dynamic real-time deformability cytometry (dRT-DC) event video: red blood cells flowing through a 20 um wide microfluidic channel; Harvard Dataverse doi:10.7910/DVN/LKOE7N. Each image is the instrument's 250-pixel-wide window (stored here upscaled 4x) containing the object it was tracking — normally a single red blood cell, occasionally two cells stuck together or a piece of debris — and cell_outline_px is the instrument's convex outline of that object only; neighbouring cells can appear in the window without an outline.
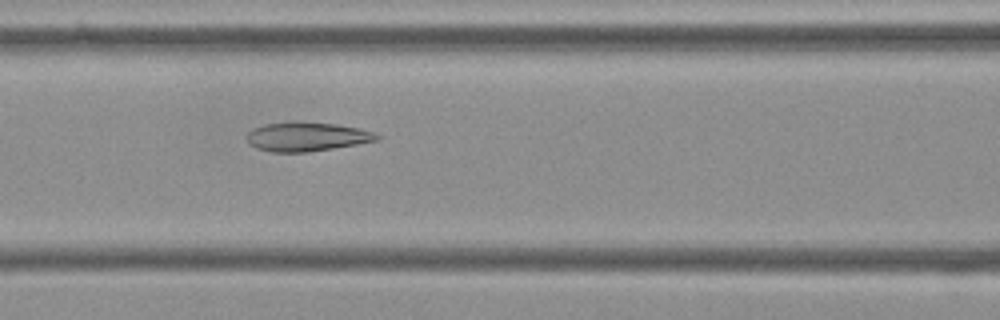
{"species": "Egyptian fruit bat (a non-hibernating species)", "species_latin": "Rousettus aegyptiacus", "temperature_condition": "cold", "stored_images_in_passage": 55, "camera_frame_rate_fps": 3000, "um_per_image_px": 0.085, "frame": {"image": 1, "passage_image": 23, "time_ms": 7.333, "image_size_px": [1000, 320], "cell_outline_px": [[380, 140], [332, 148], [304, 152], [272, 152], [256, 148], [248, 144], [244, 140], [244, 136], [252, 128], [264, 124], [288, 120], [296, 120], [336, 124], [360, 128], [372, 132], [380, 136]], "centroid_in_image_um": [25.98, 11.59], "position_along_channel_um": 140.6, "area_um2": 22.54}}
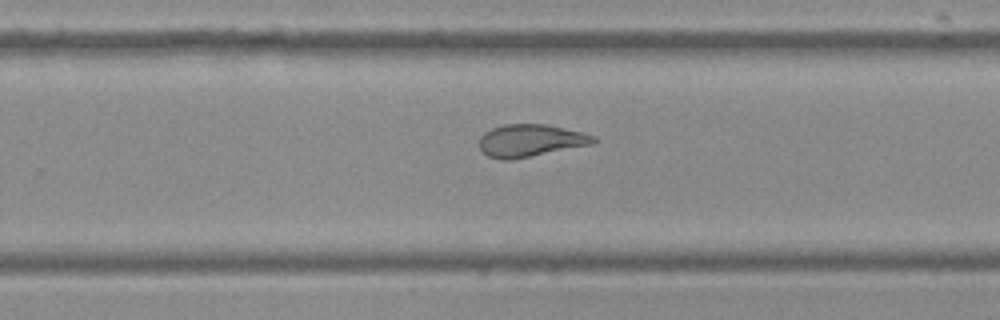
{"frame": {"image": 2, "passage_image": 35, "time_ms": 11.333, "image_size_px": [1000, 320], "cell_outline_px": [[600, 140], [596, 144], [512, 160], [500, 160], [488, 156], [480, 148], [480, 136], [484, 132], [492, 128], [504, 124], [548, 124], [584, 132], [596, 136]], "centroid_in_image_um": [45.17, 11.95], "position_along_channel_um": 284.6, "area_um2": 22.08}}
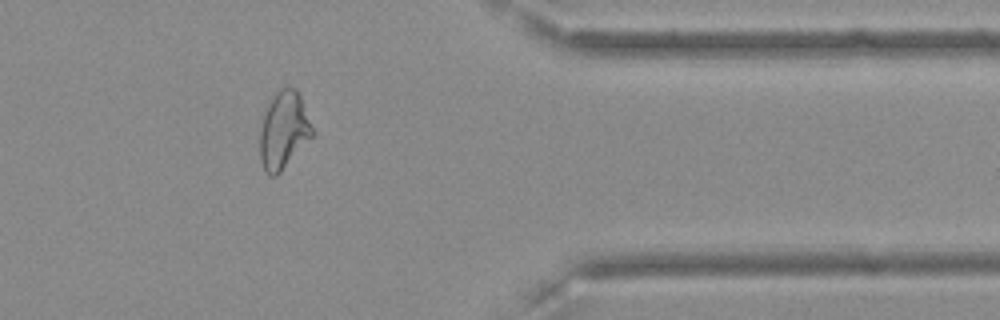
{"frame": {"image": 3, "passage_image": 45, "time_ms": 14.667, "image_size_px": [1000, 320], "cell_outline_px": [[316, 132], [280, 172], [276, 176], [268, 176], [260, 160], [260, 128], [268, 104], [272, 96], [280, 88], [296, 88], [300, 96]], "centroid_in_image_um": [24.12, 11.07], "position_along_channel_um": 387.3, "area_um2": 23.52}, "authors_computed_cell_mechanics": {"area_um2": 25.0274, "velocity_mm_per_s": 3.6146, "shape_relaxation_time_tau1_ms": null, "shape_relaxation_time_tau2_ms": 2.2869, "deformation_change_tau1": null, "deformation_change_tau2": 0.0969}}